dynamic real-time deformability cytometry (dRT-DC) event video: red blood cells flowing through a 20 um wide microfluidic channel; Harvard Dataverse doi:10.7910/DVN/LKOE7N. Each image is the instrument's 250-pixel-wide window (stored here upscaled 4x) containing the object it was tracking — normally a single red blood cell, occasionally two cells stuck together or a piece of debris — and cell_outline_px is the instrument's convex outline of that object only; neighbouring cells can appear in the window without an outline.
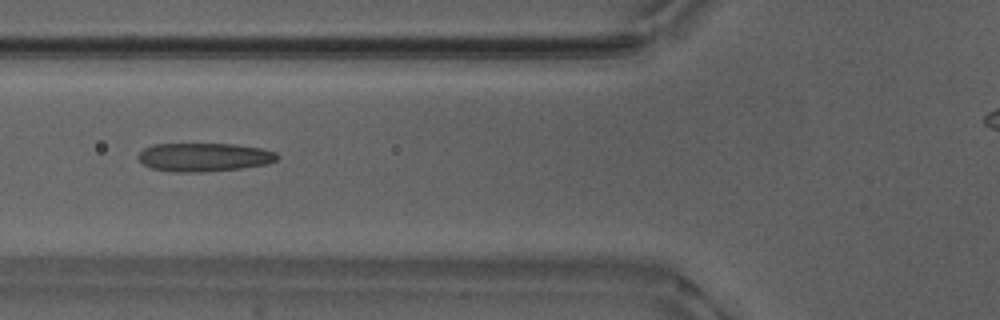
{"species": "Egyptian fruit bat (a non-hibernating species)", "species_latin": "Rousettus aegyptiacus", "temperature_condition": "warm", "stored_images_in_passage": 47, "camera_frame_rate_fps": 3000, "um_per_image_px": 0.085, "animal": {"sex": "male"}, "frame": {"image": 1, "passage_image": 19, "time_ms": 6.0, "image_size_px": [1000, 320], "cell_outline_px": [[280, 156], [276, 160], [268, 164], [240, 168], [200, 172], [172, 172], [152, 168], [144, 164], [136, 156], [144, 148], [152, 144], [236, 144], [260, 148], [276, 152]], "centroid_in_image_um": [17.35, 13.35], "position_along_channel_um": 108.5, "area_um2": 23.12}}
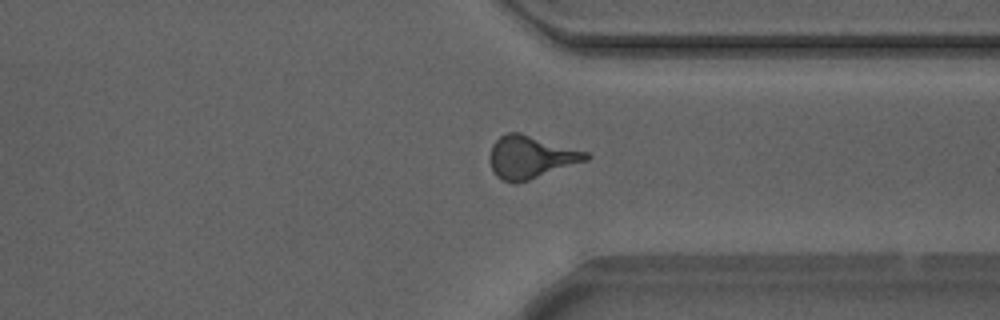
{"frame": {"image": 2, "passage_image": 39, "time_ms": 12.667, "image_size_px": [1000, 320], "cell_outline_px": [[592, 156], [588, 160], [516, 184], [512, 184], [496, 176], [492, 168], [492, 144], [500, 136], [508, 132], [520, 132], [588, 152]], "centroid_in_image_um": [45.15, 13.35], "position_along_channel_um": 366.3, "area_um2": 23.64}}
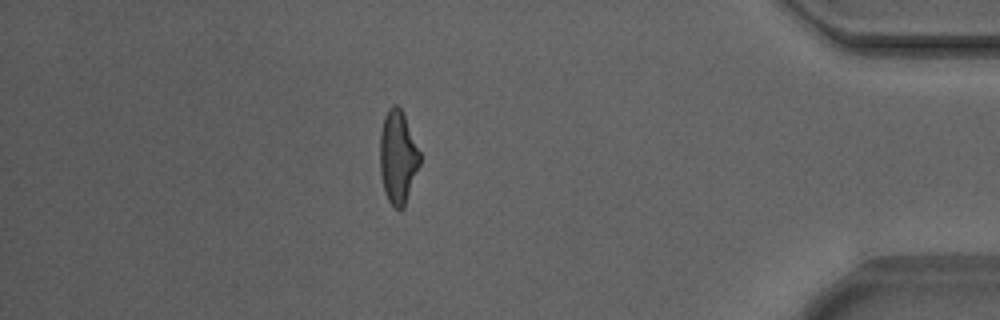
{"frame": {"image": 3, "passage_image": 45, "time_ms": 14.667, "image_size_px": [1000, 320], "cell_outline_px": [[420, 164], [404, 208], [400, 212], [388, 200], [384, 192], [380, 172], [380, 132], [384, 116], [388, 108], [392, 104], [396, 104], [400, 108], [404, 116], [420, 152]], "centroid_in_image_um": [33.81, 13.37], "position_along_channel_um": 401.4, "area_um2": 21.68}, "authors_computed_cell_mechanics": {"area_um2": 22.831, "velocity_mm_per_s": 3.8751, "shape_relaxation_time_tau1_ms": 8.337, "shape_relaxation_time_tau2_ms": 1.4472, "deformation_change_tau1": 0.2282, "deformation_change_tau2": 0.1063}}